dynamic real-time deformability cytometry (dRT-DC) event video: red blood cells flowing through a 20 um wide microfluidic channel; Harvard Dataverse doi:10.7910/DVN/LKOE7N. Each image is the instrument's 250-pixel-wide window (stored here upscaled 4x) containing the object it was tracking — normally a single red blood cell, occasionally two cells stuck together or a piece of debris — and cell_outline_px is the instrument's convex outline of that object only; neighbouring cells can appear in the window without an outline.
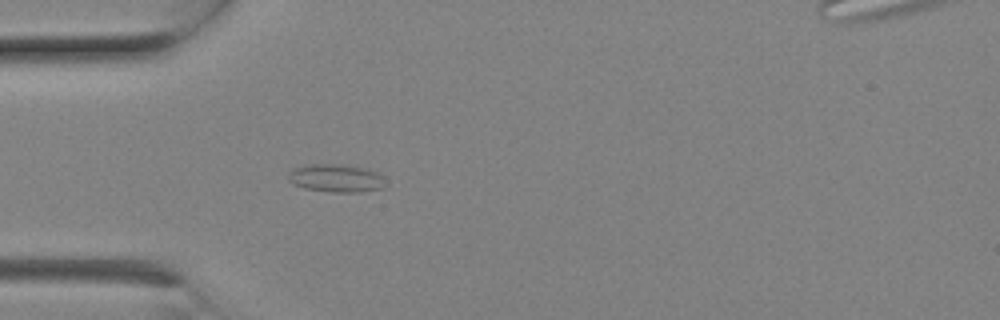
{"species": "Egyptian fruit bat (a non-hibernating species)", "species_latin": "Rousettus aegyptiacus", "temperature_condition": "room temperature", "stored_images_in_passage": 5, "camera_frame_rate_fps": 3000, "um_per_image_px": 0.085, "animal": {"sex": "female"}, "frame": {"image": 1, "passage_image": 5, "time_ms": 1.333, "image_size_px": [1000, 320], "cell_outline_px": [[384, 188], [360, 192], [332, 192], [304, 188], [292, 184], [288, 180], [288, 172], [296, 168], [312, 164], [344, 164], [364, 168], [380, 172]], "centroid_in_image_um": [28.55, 15.14], "position_along_channel_um": 56.4, "area_um2": 15.84}}